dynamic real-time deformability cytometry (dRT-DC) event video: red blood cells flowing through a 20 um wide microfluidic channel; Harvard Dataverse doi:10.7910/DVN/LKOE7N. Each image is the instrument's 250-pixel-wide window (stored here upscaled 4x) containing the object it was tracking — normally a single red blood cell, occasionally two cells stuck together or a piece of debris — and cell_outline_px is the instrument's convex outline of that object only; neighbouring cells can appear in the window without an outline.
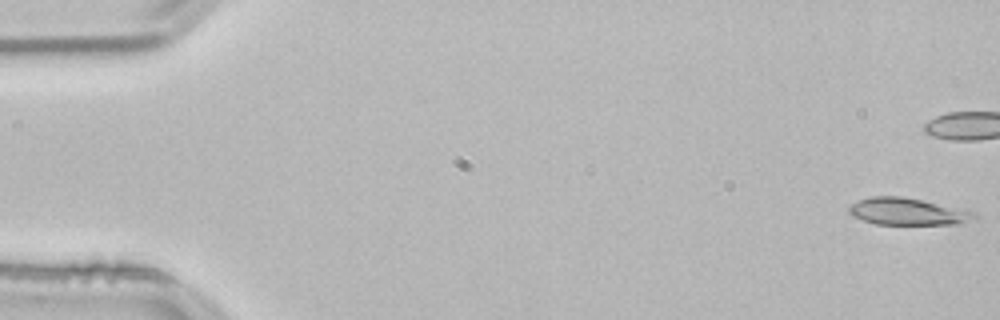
{"species": "common noctule bat (a hibernating species)", "species_latin": "Nyctalus noctula", "temperature_condition": "room temperature", "stored_images_in_passage": 54, "camera_frame_rate_fps": 3000, "um_per_image_px": 0.085, "animal": {"sex": "male", "body_mass_g": 21.5, "forearm_length_mm": 52.0}, "frame": {"image": 1, "passage_image": 1, "time_ms": 0.0, "image_size_px": [1000, 320], "cell_outline_px": [[980, 216], [960, 224], [876, 224], [852, 216], [848, 212], [848, 208], [852, 204], [860, 200], [872, 196], [904, 196], [976, 212]], "centroid_in_image_um": [77.16, 17.98], "position_along_channel_um": 7.8, "area_um2": 19.65}}
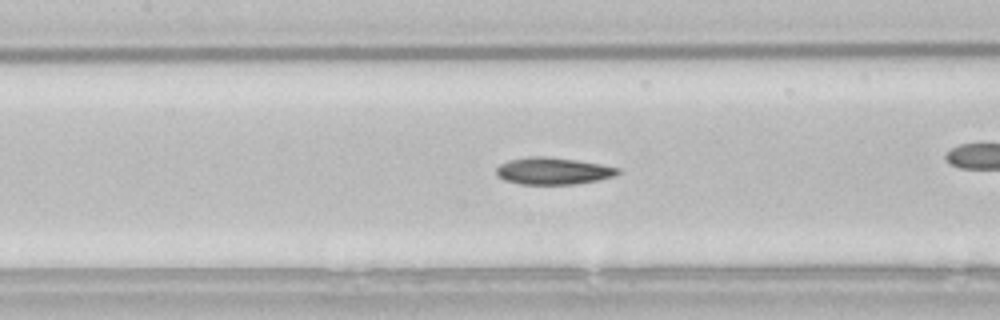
{"frame": {"image": 2, "passage_image": 24, "time_ms": 7.667, "image_size_px": [1000, 320], "cell_outline_px": [[620, 172], [616, 176], [576, 184], [520, 184], [504, 180], [496, 176], [496, 168], [500, 164], [508, 160], [528, 156], [544, 156], [576, 160], [600, 164], [620, 168]], "centroid_in_image_um": [46.98, 14.53], "position_along_channel_um": 160.4, "area_um2": 19.19}}